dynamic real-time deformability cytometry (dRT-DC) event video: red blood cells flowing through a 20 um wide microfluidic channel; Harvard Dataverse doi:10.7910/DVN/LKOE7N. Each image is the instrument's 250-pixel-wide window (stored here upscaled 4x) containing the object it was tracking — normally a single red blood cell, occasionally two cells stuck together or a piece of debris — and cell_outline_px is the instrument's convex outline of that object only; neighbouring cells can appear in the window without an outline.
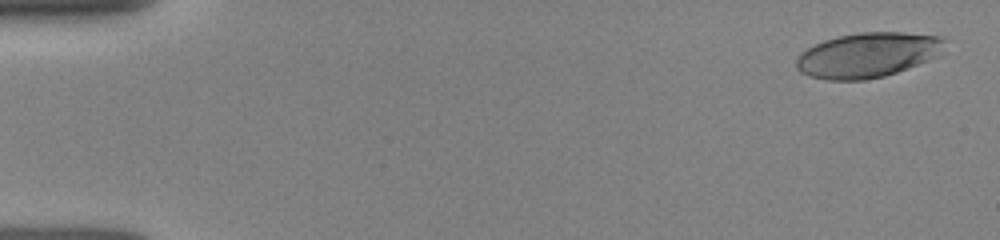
{"species": "human", "species_latin": "Homo sapiens", "temperature_condition": "room temperature", "stored_images_in_passage": 34, "camera_frame_rate_fps": 3000, "um_per_image_px": 0.085, "donor": {"sex": "female"}, "frame": {"image": 1, "passage_image": 2, "time_ms": 0.333, "image_size_px": [1000, 240], "cell_outline_px": [[944, 40], [940, 56], [896, 72], [884, 76], [864, 80], [828, 80], [808, 76], [800, 72], [796, 68], [796, 60], [800, 52], [824, 40], [840, 36], [860, 32], [904, 32], [940, 36]], "centroid_in_image_um": [73.74, 4.68], "position_along_channel_um": 11.3, "area_um2": 38.78}}
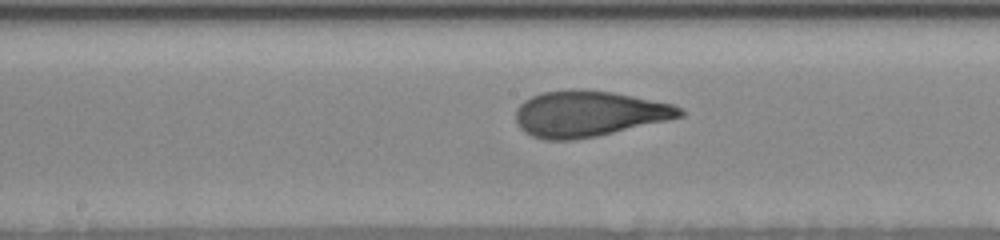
{"frame": {"image": 2, "passage_image": 18, "time_ms": 8.333, "image_size_px": [1000, 240], "cell_outline_px": [[684, 116], [668, 120], [596, 136], [576, 140], [544, 140], [532, 136], [524, 132], [516, 124], [516, 108], [524, 100], [540, 92], [568, 88], [580, 88], [612, 92], [672, 104], [680, 108], [684, 112]], "centroid_in_image_um": [49.98, 9.66], "position_along_channel_um": 198.2, "area_um2": 44.1}}
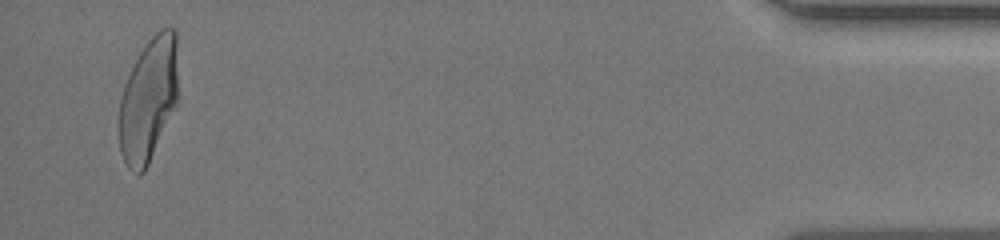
{"frame": {"image": 3, "passage_image": 33, "time_ms": 15.667, "image_size_px": [1000, 240], "cell_outline_px": [[176, 104], [148, 164], [144, 172], [132, 172], [128, 168], [120, 152], [120, 100], [124, 84], [140, 52], [148, 40], [160, 28], [172, 28], [176, 32]], "centroid_in_image_um": [12.6, 8.46], "position_along_channel_um": 422.6, "area_um2": 41.62}}